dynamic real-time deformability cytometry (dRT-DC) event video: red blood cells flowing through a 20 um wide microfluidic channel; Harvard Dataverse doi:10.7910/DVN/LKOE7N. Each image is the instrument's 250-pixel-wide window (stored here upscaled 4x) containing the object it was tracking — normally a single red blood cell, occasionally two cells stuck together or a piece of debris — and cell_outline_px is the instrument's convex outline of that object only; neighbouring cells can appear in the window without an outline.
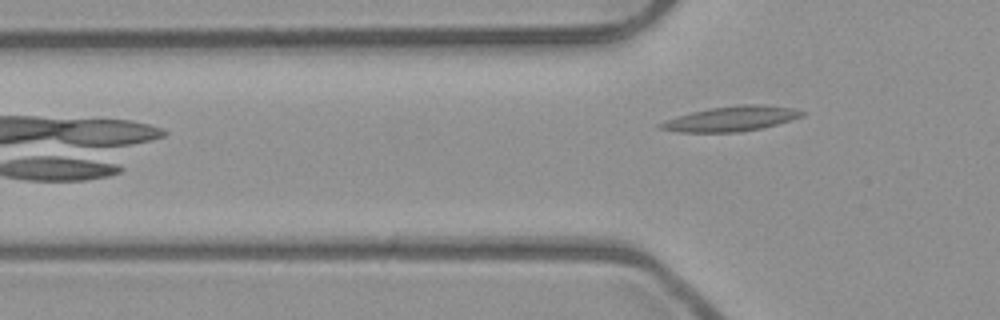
{"species": "common noctule bat (a hibernating species)", "species_latin": "Nyctalus noctula", "temperature_condition": "room temperature", "stored_images_in_passage": 8, "camera_frame_rate_fps": 3000, "um_per_image_px": 0.085, "animal": {"sex": "male", "body_mass_g": 23.1, "forearm_length_mm": 52.7}, "frame": {"image": 1, "passage_image": 8, "time_ms": 2.333, "image_size_px": [1000, 320], "cell_outline_px": [[804, 116], [776, 124], [760, 128], [740, 132], [680, 132], [660, 128], [656, 124], [676, 116], [692, 112], [712, 108], [744, 104], [764, 104], [796, 108], [804, 112]], "centroid_in_image_um": [62.17, 10.08], "position_along_channel_um": 63.6, "area_um2": 20.46}}